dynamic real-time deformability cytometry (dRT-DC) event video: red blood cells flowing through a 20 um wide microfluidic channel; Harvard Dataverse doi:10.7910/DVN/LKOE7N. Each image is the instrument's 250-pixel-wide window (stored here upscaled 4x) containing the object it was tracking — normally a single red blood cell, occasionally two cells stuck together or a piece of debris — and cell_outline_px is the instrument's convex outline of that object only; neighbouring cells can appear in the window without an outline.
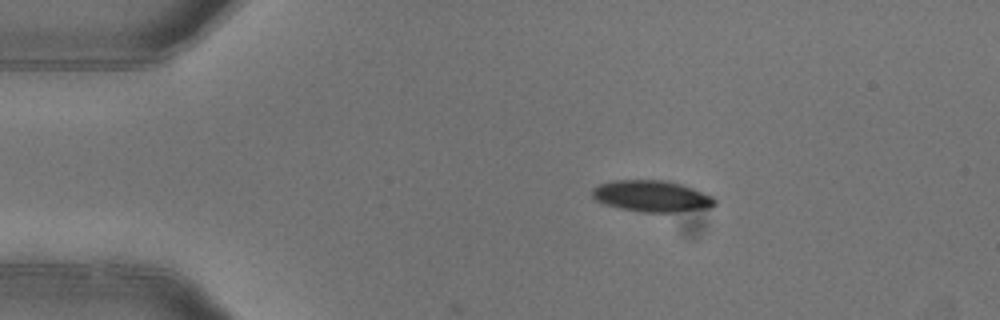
{"species": "common noctule bat (a hibernating species)", "species_latin": "Nyctalus noctula", "temperature_condition": "warm", "stored_images_in_passage": 4, "camera_frame_rate_fps": 3000, "um_per_image_px": 0.085, "animal": {"sex": "female"}, "frame": {"image": 1, "passage_image": 2, "time_ms": 0.333, "image_size_px": [1000, 320], "cell_outline_px": [[716, 204], [712, 208], [676, 212], [644, 212], [620, 208], [604, 204], [596, 200], [592, 196], [592, 188], [600, 184], [612, 180], [668, 180], [684, 184], [712, 196], [716, 200]], "centroid_in_image_um": [55.43, 16.66], "position_along_channel_um": 29.6, "area_um2": 22.66}}